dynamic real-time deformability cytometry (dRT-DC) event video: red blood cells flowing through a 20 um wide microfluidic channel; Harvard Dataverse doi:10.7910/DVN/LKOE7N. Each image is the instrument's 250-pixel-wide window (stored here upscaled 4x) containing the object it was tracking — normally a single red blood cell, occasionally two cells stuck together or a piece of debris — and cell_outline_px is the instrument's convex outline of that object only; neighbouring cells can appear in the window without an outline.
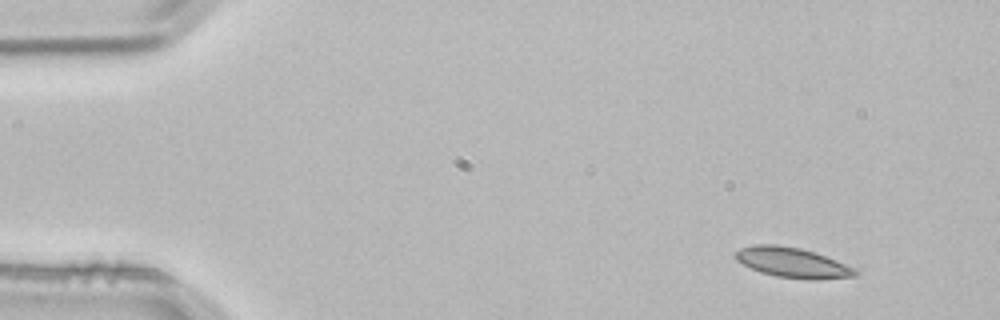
{"species": "common noctule bat (a hibernating species)", "species_latin": "Nyctalus noctula", "temperature_condition": "room temperature", "stored_images_in_passage": 3, "camera_frame_rate_fps": 3000, "um_per_image_px": 0.085, "animal": {"sex": "male", "body_mass_g": 21.5, "forearm_length_mm": 52.0}, "frame": {"image": 1, "passage_image": 1, "time_ms": 0.0, "image_size_px": [1000, 320], "cell_outline_px": [[860, 272], [856, 276], [808, 280], [776, 276], [760, 272], [736, 260], [736, 252], [740, 248], [752, 244], [776, 244], [800, 248], [836, 260], [856, 268]], "centroid_in_image_um": [67.37, 22.32], "position_along_channel_um": 17.6, "area_um2": 20.87}}
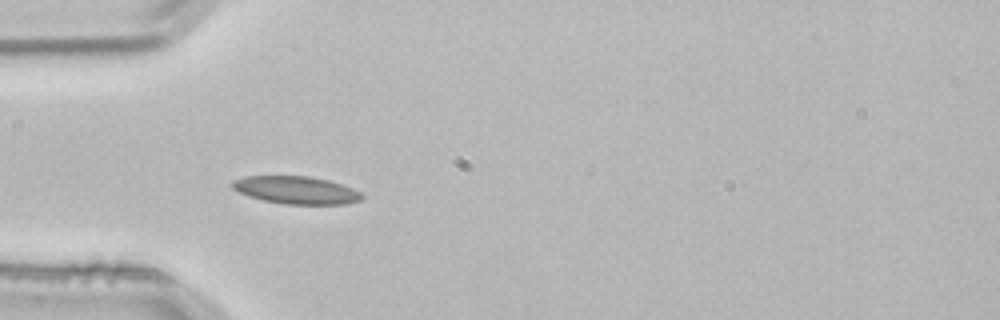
{"frame": {"image": 2, "passage_image": 3, "time_ms": 0.667, "image_size_px": [1000, 320], "cell_outline_px": [[364, 200], [348, 204], [284, 204], [264, 200], [248, 196], [232, 188], [228, 184], [232, 180], [244, 176], [308, 176], [328, 180], [352, 188], [360, 192], [364, 196]], "centroid_in_image_um": [25.17, 16.16], "position_along_channel_um": 59.8, "area_um2": 21.04}}